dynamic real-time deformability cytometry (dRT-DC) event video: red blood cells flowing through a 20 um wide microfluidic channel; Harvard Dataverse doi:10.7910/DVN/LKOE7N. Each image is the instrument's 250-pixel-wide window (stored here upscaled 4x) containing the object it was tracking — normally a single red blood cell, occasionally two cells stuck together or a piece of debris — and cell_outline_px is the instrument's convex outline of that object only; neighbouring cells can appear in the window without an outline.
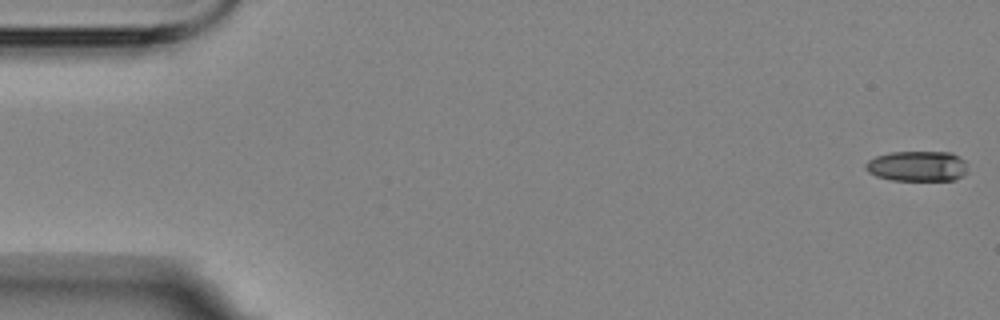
{"species": "Egyptian fruit bat (a non-hibernating species)", "species_latin": "Rousettus aegyptiacus", "temperature_condition": "room temperature", "stored_images_in_passage": 5, "camera_frame_rate_fps": 3000, "um_per_image_px": 0.085, "animal": {"sex": "female"}, "frame": {"image": 1, "passage_image": 1, "time_ms": 0.0, "image_size_px": [1000, 320], "cell_outline_px": [[968, 172], [964, 176], [956, 180], [892, 180], [876, 176], [868, 172], [864, 168], [864, 164], [868, 160], [876, 156], [892, 152], [952, 152], [960, 156], [964, 160]], "centroid_in_image_um": [77.99, 14.12], "position_along_channel_um": 7.0, "area_um2": 18.32}}